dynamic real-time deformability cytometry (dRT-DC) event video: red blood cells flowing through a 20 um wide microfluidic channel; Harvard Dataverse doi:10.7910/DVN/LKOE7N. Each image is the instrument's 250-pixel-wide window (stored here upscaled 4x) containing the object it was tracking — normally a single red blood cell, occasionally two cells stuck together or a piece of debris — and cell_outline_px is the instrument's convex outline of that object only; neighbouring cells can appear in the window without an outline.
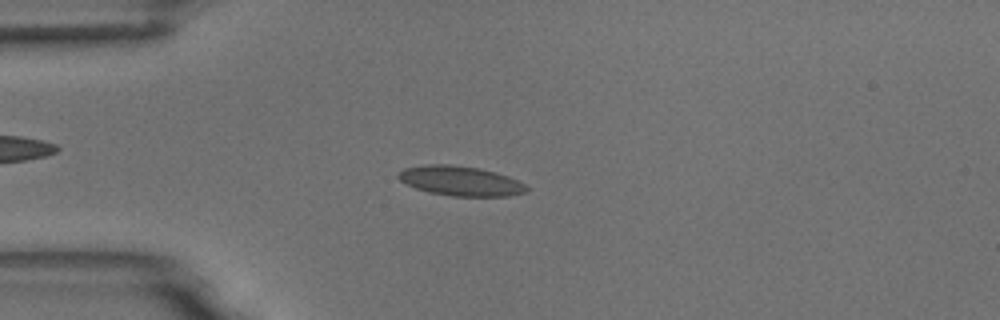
{"species": "common noctule bat (a hibernating species)", "species_latin": "Nyctalus noctula", "temperature_condition": "room temperature", "stored_images_in_passage": 53, "camera_frame_rate_fps": 3000, "um_per_image_px": 0.085, "animal": {"sex": "male", "body_mass_g": 18.8}, "frame": {"image": 1, "passage_image": 13, "time_ms": 4.0, "image_size_px": [1000, 320], "cell_outline_px": [[528, 192], [508, 196], [452, 196], [428, 192], [416, 188], [400, 180], [396, 176], [396, 172], [404, 168], [424, 164], [448, 164], [480, 168], [496, 172], [508, 176], [524, 184], [528, 188]], "centroid_in_image_um": [39.12, 15.37], "position_along_channel_um": 45.9, "area_um2": 22.31}}
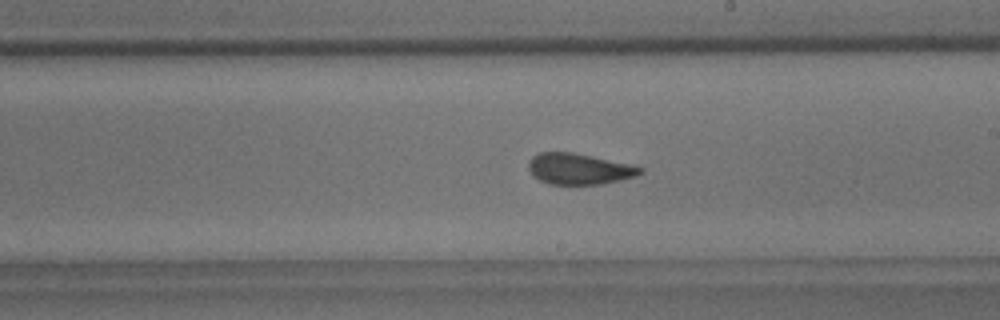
{"frame": {"image": 2, "passage_image": 30, "time_ms": 9.667, "image_size_px": [1000, 320], "cell_outline_px": [[644, 172], [636, 176], [604, 184], [548, 184], [532, 176], [528, 168], [528, 164], [532, 156], [540, 152], [572, 152], [592, 156], [628, 164], [644, 168]], "centroid_in_image_um": [49.2, 14.36], "position_along_channel_um": 239.8, "area_um2": 20.17}}
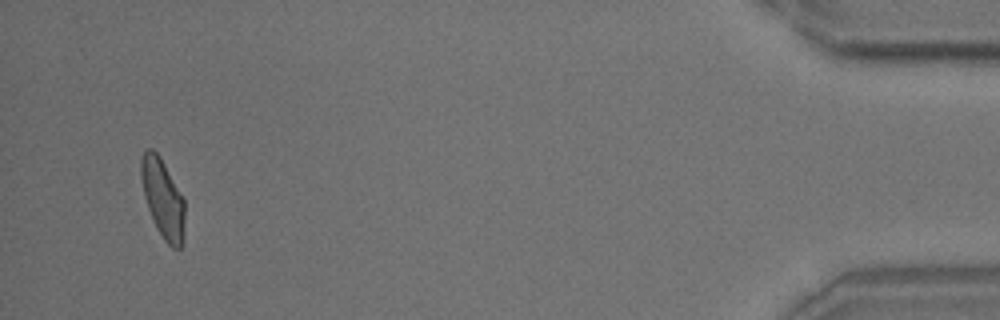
{"frame": {"image": 3, "passage_image": 51, "time_ms": 16.667, "image_size_px": [1000, 320], "cell_outline_px": [[184, 236], [180, 248], [172, 248], [164, 240], [156, 228], [148, 208], [144, 196], [140, 176], [140, 156], [148, 148], [152, 148], [160, 156], [184, 200]], "centroid_in_image_um": [13.82, 16.86], "position_along_channel_um": 421.4, "area_um2": 20.06}, "authors_computed_cell_mechanics": {"area_um2": 20.808, "velocity_mm_per_s": 3.7099, "shape_relaxation_time_tau1_ms": 4.9799, "shape_relaxation_time_tau2_ms": 1.351, "deformation_change_tau1": 0.1368, "deformation_change_tau2": 0.0776}}